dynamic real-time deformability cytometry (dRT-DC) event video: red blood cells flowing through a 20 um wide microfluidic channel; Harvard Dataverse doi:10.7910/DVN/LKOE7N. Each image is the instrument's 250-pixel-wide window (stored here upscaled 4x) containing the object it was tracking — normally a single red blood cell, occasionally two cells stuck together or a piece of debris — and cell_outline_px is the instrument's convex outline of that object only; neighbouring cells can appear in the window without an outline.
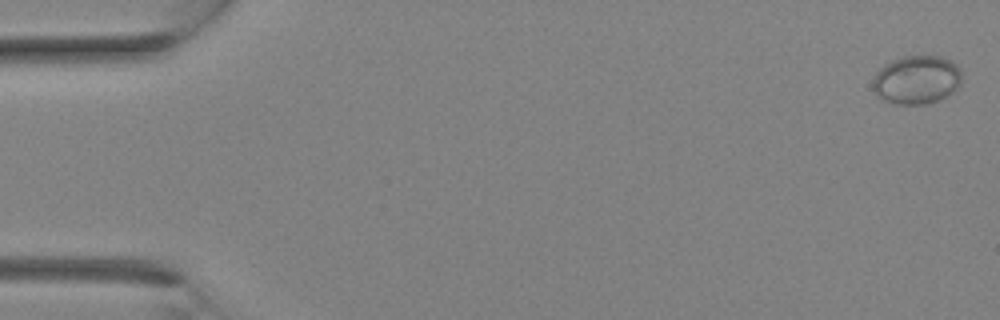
{"species": "Egyptian fruit bat (a non-hibernating species)", "species_latin": "Rousettus aegyptiacus", "temperature_condition": "room temperature", "stored_images_in_passage": 30, "camera_frame_rate_fps": 3000, "um_per_image_px": 0.085, "animal": {"sex": "female"}, "frame": {"image": 1, "passage_image": 1, "time_ms": 0.0, "image_size_px": [1000, 320], "cell_outline_px": [[960, 84], [956, 88], [944, 96], [936, 100], [924, 104], [892, 104], [876, 96], [872, 88], [872, 80], [876, 72], [884, 64], [892, 60], [904, 56], [940, 56], [952, 60], [960, 68]], "centroid_in_image_um": [77.86, 6.77], "position_along_channel_um": 7.1, "area_um2": 25.2}}
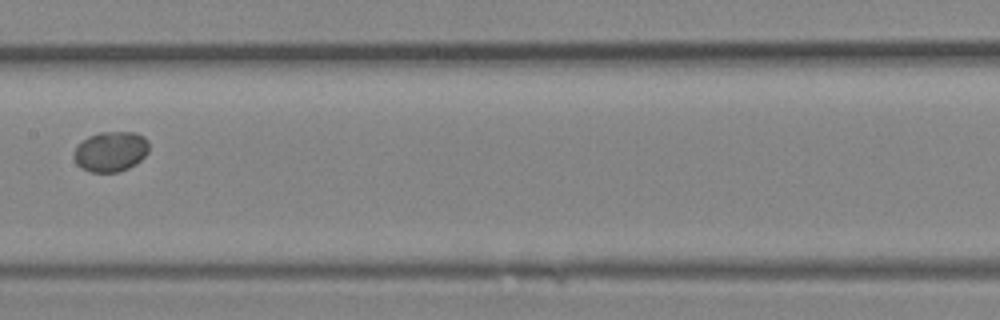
{"frame": {"image": 2, "passage_image": 16, "time_ms": 5.0, "image_size_px": [1000, 320], "cell_outline_px": [[148, 152], [136, 164], [120, 172], [88, 172], [80, 168], [76, 164], [72, 156], [72, 152], [76, 144], [88, 136], [100, 132], [136, 132], [144, 136], [148, 140]], "centroid_in_image_um": [9.36, 12.88], "position_along_channel_um": 198.0, "area_um2": 18.03}}
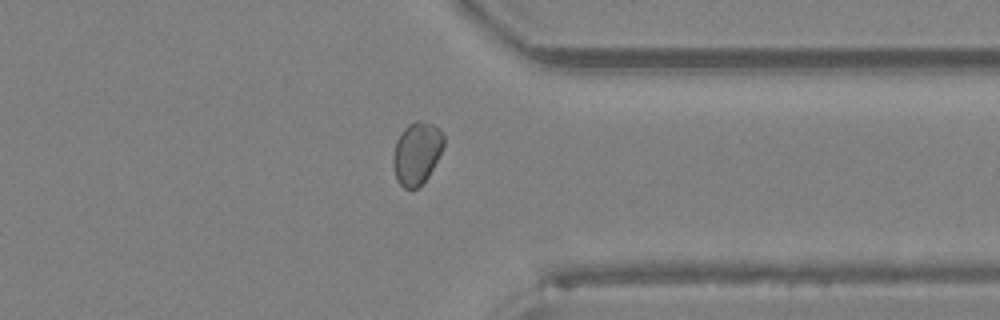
{"frame": {"image": 3, "passage_image": 24, "time_ms": 7.667, "image_size_px": [1000, 320], "cell_outline_px": [[444, 144], [428, 176], [416, 188], [404, 188], [396, 180], [392, 164], [392, 156], [396, 140], [404, 128], [408, 124], [416, 120], [420, 120], [432, 124], [440, 128], [444, 136]], "centroid_in_image_um": [35.39, 12.99], "position_along_channel_um": 376.0, "area_um2": 18.32}}